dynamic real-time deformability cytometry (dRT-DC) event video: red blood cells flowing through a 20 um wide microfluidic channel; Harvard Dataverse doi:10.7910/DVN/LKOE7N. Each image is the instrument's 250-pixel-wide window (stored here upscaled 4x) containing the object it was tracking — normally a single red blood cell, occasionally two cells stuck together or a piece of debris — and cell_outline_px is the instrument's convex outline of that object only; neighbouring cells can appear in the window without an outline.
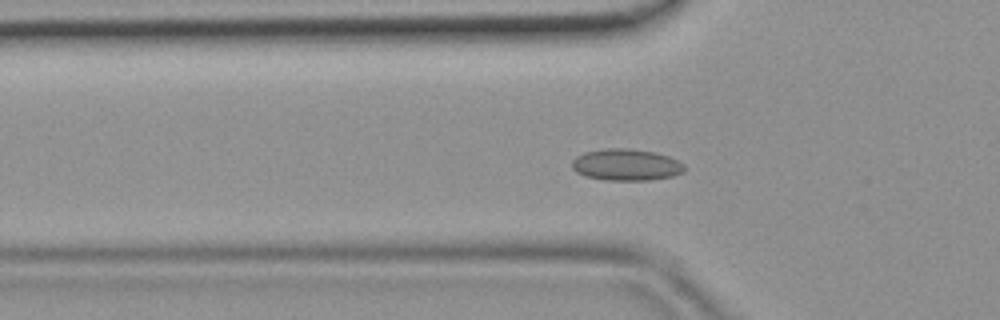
{"species": "common noctule bat (a hibernating species)", "species_latin": "Nyctalus noctula", "temperature_condition": "room temperature", "stored_images_in_passage": 45, "camera_frame_rate_fps": 3000, "um_per_image_px": 0.085, "animal": {"sex": "female", "body_mass_g": 19.9}, "frame": {"image": 1, "passage_image": 15, "time_ms": 4.667, "image_size_px": [1000, 320], "cell_outline_px": [[684, 172], [672, 176], [648, 180], [608, 180], [584, 176], [576, 172], [572, 168], [572, 160], [576, 156], [584, 152], [608, 148], [628, 148], [656, 152], [668, 156], [684, 164]], "centroid_in_image_um": [53.21, 14.0], "position_along_channel_um": 72.6, "area_um2": 20.75}}
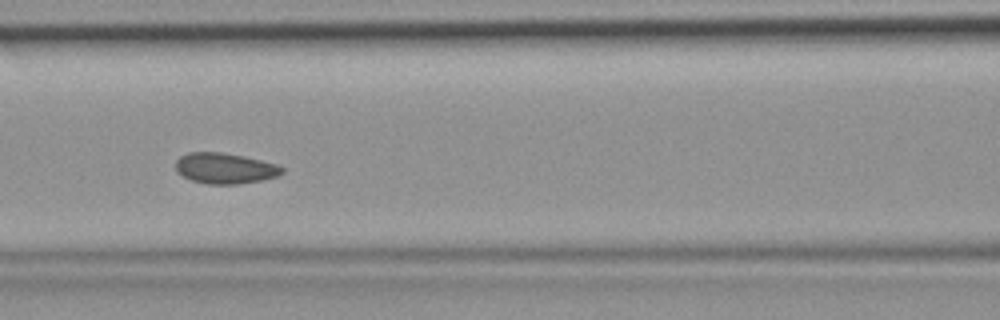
{"frame": {"image": 2, "passage_image": 20, "time_ms": 6.333, "image_size_px": [1000, 320], "cell_outline_px": [[284, 172], [280, 176], [260, 180], [236, 184], [208, 184], [192, 180], [176, 172], [176, 160], [180, 156], [188, 152], [220, 152], [244, 156], [276, 164], [284, 168]], "centroid_in_image_um": [19.12, 14.3], "position_along_channel_um": 147.5, "area_um2": 19.02}}
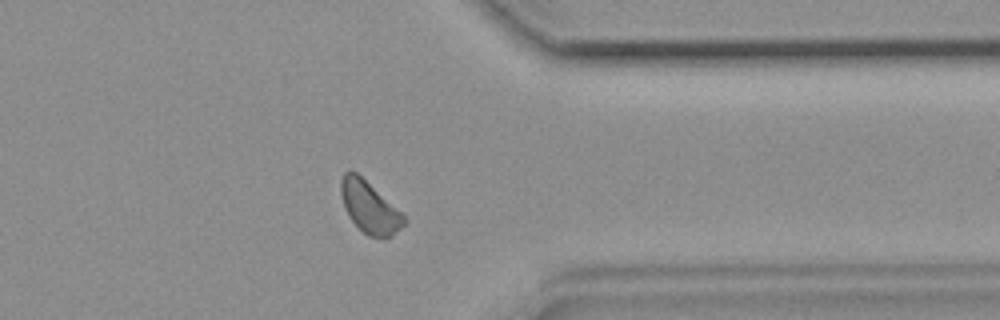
{"frame": {"image": 3, "passage_image": 36, "time_ms": 11.667, "image_size_px": [1000, 320], "cell_outline_px": [[408, 220], [392, 236], [368, 236], [348, 216], [344, 208], [340, 192], [340, 180], [344, 172], [348, 168], [356, 172], [400, 212]], "centroid_in_image_um": [31.35, 17.58], "position_along_channel_um": 380.0, "area_um2": 18.5}}